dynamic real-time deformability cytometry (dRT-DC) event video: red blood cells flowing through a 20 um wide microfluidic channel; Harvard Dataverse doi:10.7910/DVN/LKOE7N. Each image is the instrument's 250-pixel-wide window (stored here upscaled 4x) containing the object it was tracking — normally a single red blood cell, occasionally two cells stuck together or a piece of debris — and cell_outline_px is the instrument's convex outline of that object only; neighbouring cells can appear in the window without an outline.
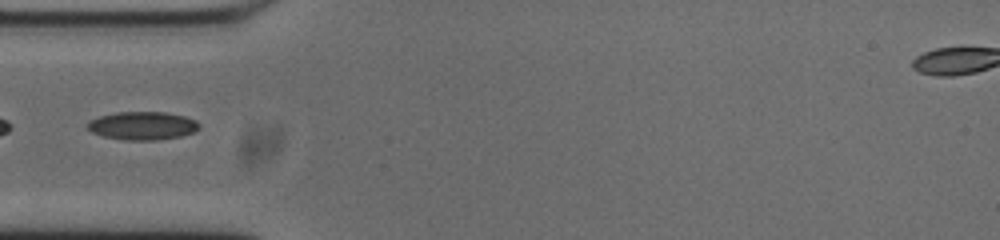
{"species": "common noctule bat (a hibernating species)", "species_latin": "Nyctalus noctula", "temperature_condition": "cold", "stored_images_in_passage": 37, "camera_frame_rate_fps": 3000, "um_per_image_px": 0.085, "animal": {"sex": "male", "body_mass_g": 20.0, "forearm_length_mm": 53.3}, "frame": {"image": 1, "passage_image": 1, "time_ms": 0.0, "image_size_px": [1000, 240], "cell_outline_px": [[200, 128], [192, 132], [180, 136], [156, 140], [124, 140], [104, 136], [92, 132], [88, 128], [88, 120], [100, 116], [116, 112], [164, 112], [184, 116], [196, 120], [200, 124]], "centroid_in_image_um": [12.12, 10.68], "position_along_channel_um": 72.9, "area_um2": 18.26}}